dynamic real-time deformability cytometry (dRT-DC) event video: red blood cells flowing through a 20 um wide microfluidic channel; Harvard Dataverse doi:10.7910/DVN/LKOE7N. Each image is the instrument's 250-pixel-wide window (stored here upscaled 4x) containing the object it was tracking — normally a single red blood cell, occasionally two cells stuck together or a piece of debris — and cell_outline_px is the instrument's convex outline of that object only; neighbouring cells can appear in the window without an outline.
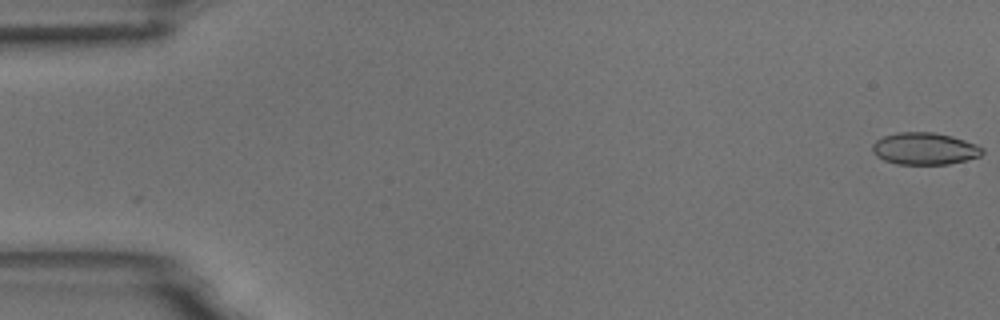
{"species": "common noctule bat (a hibernating species)", "species_latin": "Nyctalus noctula", "temperature_condition": "room temperature", "stored_images_in_passage": 55, "camera_frame_rate_fps": 3000, "um_per_image_px": 0.085, "animal": {"sex": "male", "body_mass_g": 18.8}, "frame": {"image": 1, "passage_image": 1, "time_ms": 0.0, "image_size_px": [1000, 320], "cell_outline_px": [[984, 152], [980, 156], [948, 164], [896, 164], [884, 160], [876, 156], [872, 152], [872, 144], [876, 140], [884, 136], [896, 132], [932, 132], [952, 136], [976, 144], [984, 148]], "centroid_in_image_um": [78.57, 12.63], "position_along_channel_um": 6.4, "area_um2": 20.58}}
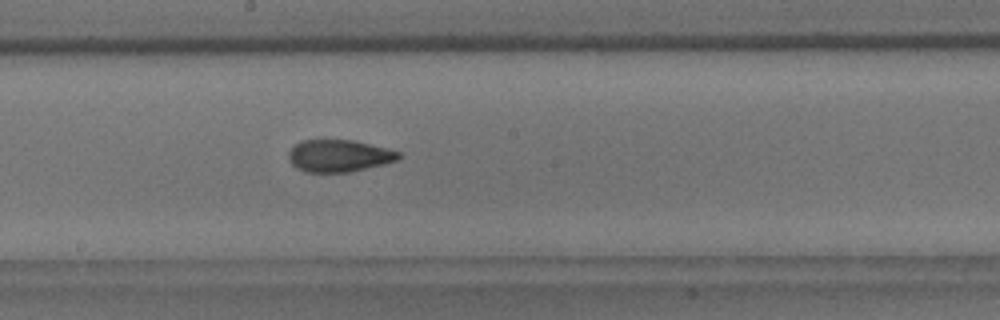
{"frame": {"image": 2, "passage_image": 30, "time_ms": 9.667, "image_size_px": [1000, 320], "cell_outline_px": [[400, 156], [396, 160], [384, 164], [348, 172], [304, 172], [296, 168], [288, 160], [288, 152], [300, 140], [352, 140], [400, 152]], "centroid_in_image_um": [28.75, 13.25], "position_along_channel_um": 219.5, "area_um2": 20.4}}
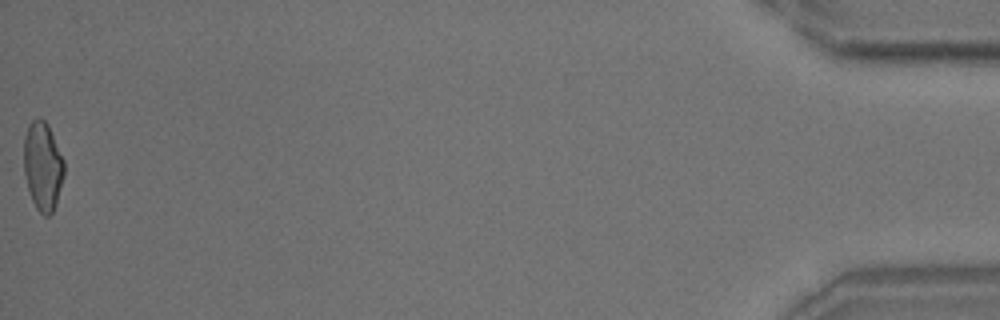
{"frame": {"image": 3, "passage_image": 55, "time_ms": 18.0, "image_size_px": [1000, 320], "cell_outline_px": [[64, 176], [56, 204], [52, 212], [48, 216], [44, 216], [36, 208], [32, 200], [28, 188], [24, 172], [24, 136], [28, 124], [36, 116], [40, 116], [48, 124], [64, 160]], "centroid_in_image_um": [3.63, 14.08], "position_along_channel_um": 431.6, "area_um2": 20.98}, "authors_computed_cell_mechanics": {"area_um2": 20.808, "velocity_mm_per_s": 3.7221, "shape_relaxation_time_tau1_ms": 8.2616, "shape_relaxation_time_tau2_ms": 1.6409, "deformation_change_tau1": 0.1732, "deformation_change_tau2": 0.0673}}